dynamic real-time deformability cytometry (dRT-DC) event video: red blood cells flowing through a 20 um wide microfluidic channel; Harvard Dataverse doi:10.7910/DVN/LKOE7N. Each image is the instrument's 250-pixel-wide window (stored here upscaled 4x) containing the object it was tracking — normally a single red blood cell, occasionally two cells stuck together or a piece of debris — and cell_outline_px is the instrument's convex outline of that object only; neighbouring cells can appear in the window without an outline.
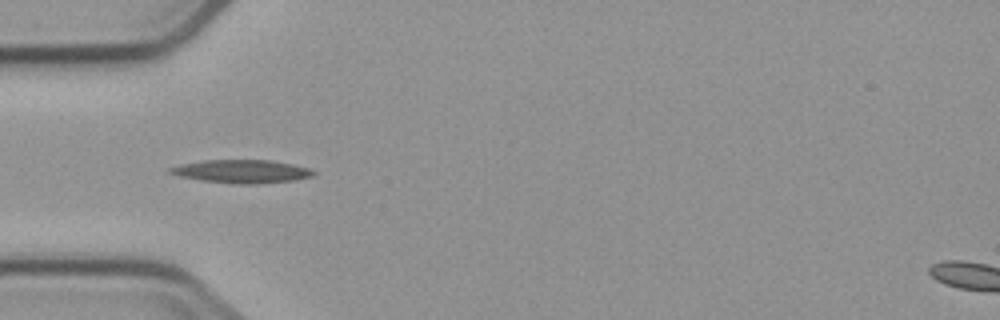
{"species": "common noctule bat (a hibernating species)", "species_latin": "Nyctalus noctula", "temperature_condition": "cold", "stored_images_in_passage": 10, "camera_frame_rate_fps": 3000, "um_per_image_px": 0.085, "animal": {"sex": "male", "body_mass_g": 23.1, "forearm_length_mm": 52.7}, "frame": {"image": 1, "passage_image": 5, "time_ms": 4.667, "image_size_px": [1000, 320], "cell_outline_px": [[316, 172], [312, 176], [292, 180], [256, 184], [232, 184], [200, 180], [180, 176], [168, 172], [168, 168], [180, 164], [204, 160], [268, 160], [292, 164], [308, 168]], "centroid_in_image_um": [20.5, 14.57], "position_along_channel_um": 64.5, "area_um2": 19.31}}
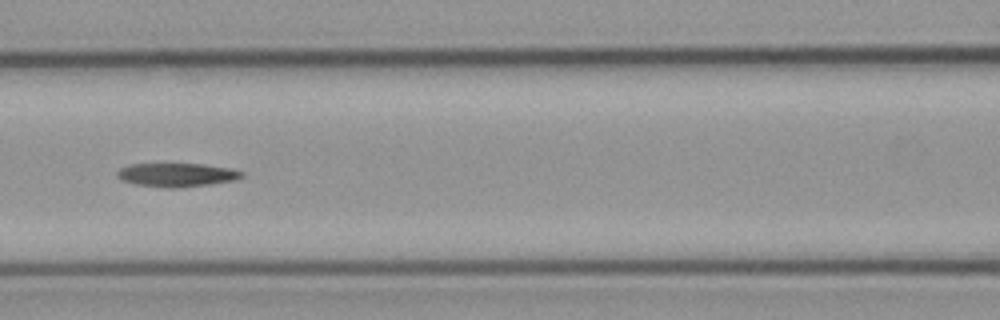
{"frame": {"image": 2, "passage_image": 7, "time_ms": 7.0, "image_size_px": [1000, 320], "cell_outline_px": [[244, 176], [232, 180], [208, 184], [176, 188], [168, 188], [136, 184], [120, 180], [116, 176], [116, 172], [120, 168], [128, 164], [204, 164], [228, 168], [244, 172]], "centroid_in_image_um": [14.96, 14.86], "position_along_channel_um": 151.6, "area_um2": 17.05}}
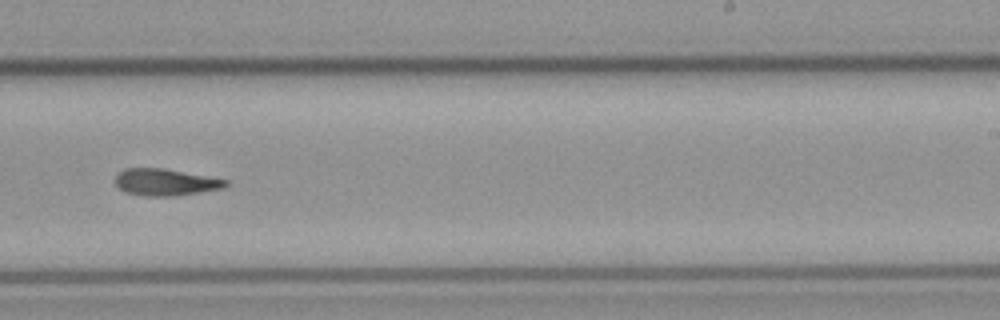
{"frame": {"image": 3, "passage_image": 10, "time_ms": 10.333, "image_size_px": [1000, 320], "cell_outline_px": [[228, 184], [224, 188], [200, 192], [172, 196], [144, 196], [124, 192], [116, 184], [116, 176], [124, 168], [164, 168], [228, 180]], "centroid_in_image_um": [14.06, 15.49], "position_along_channel_um": 274.9, "area_um2": 17.17}}